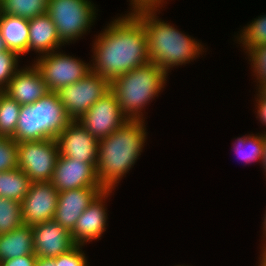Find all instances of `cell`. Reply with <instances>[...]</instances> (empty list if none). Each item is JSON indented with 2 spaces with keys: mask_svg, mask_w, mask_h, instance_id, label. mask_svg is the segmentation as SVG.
<instances>
[{
  "mask_svg": "<svg viewBox=\"0 0 266 266\" xmlns=\"http://www.w3.org/2000/svg\"><path fill=\"white\" fill-rule=\"evenodd\" d=\"M257 117L261 123L266 126V96H264L259 90L257 94Z\"/></svg>",
  "mask_w": 266,
  "mask_h": 266,
  "instance_id": "33",
  "label": "cell"
},
{
  "mask_svg": "<svg viewBox=\"0 0 266 266\" xmlns=\"http://www.w3.org/2000/svg\"><path fill=\"white\" fill-rule=\"evenodd\" d=\"M96 37L91 71L110 83L150 62L145 27L132 12L113 19Z\"/></svg>",
  "mask_w": 266,
  "mask_h": 266,
  "instance_id": "1",
  "label": "cell"
},
{
  "mask_svg": "<svg viewBox=\"0 0 266 266\" xmlns=\"http://www.w3.org/2000/svg\"><path fill=\"white\" fill-rule=\"evenodd\" d=\"M104 188H78L59 192L53 220L71 232L83 211Z\"/></svg>",
  "mask_w": 266,
  "mask_h": 266,
  "instance_id": "16",
  "label": "cell"
},
{
  "mask_svg": "<svg viewBox=\"0 0 266 266\" xmlns=\"http://www.w3.org/2000/svg\"><path fill=\"white\" fill-rule=\"evenodd\" d=\"M57 52L53 51L41 55L34 61V65L40 71L47 88L53 92L76 83L91 72V64Z\"/></svg>",
  "mask_w": 266,
  "mask_h": 266,
  "instance_id": "8",
  "label": "cell"
},
{
  "mask_svg": "<svg viewBox=\"0 0 266 266\" xmlns=\"http://www.w3.org/2000/svg\"><path fill=\"white\" fill-rule=\"evenodd\" d=\"M234 151L247 164L258 160L262 164L264 153L263 133L260 135L249 134L237 138Z\"/></svg>",
  "mask_w": 266,
  "mask_h": 266,
  "instance_id": "23",
  "label": "cell"
},
{
  "mask_svg": "<svg viewBox=\"0 0 266 266\" xmlns=\"http://www.w3.org/2000/svg\"><path fill=\"white\" fill-rule=\"evenodd\" d=\"M19 54L11 50L0 52V88L6 89L18 69Z\"/></svg>",
  "mask_w": 266,
  "mask_h": 266,
  "instance_id": "27",
  "label": "cell"
},
{
  "mask_svg": "<svg viewBox=\"0 0 266 266\" xmlns=\"http://www.w3.org/2000/svg\"><path fill=\"white\" fill-rule=\"evenodd\" d=\"M263 234H264V236H265V238H266V212H265V215H264V221H263ZM263 241H265V242H263L264 243V245H266V240L265 239H263Z\"/></svg>",
  "mask_w": 266,
  "mask_h": 266,
  "instance_id": "39",
  "label": "cell"
},
{
  "mask_svg": "<svg viewBox=\"0 0 266 266\" xmlns=\"http://www.w3.org/2000/svg\"><path fill=\"white\" fill-rule=\"evenodd\" d=\"M263 143H264V153H263V161H262L263 167L262 168H264V171H266V133L263 134Z\"/></svg>",
  "mask_w": 266,
  "mask_h": 266,
  "instance_id": "36",
  "label": "cell"
},
{
  "mask_svg": "<svg viewBox=\"0 0 266 266\" xmlns=\"http://www.w3.org/2000/svg\"><path fill=\"white\" fill-rule=\"evenodd\" d=\"M63 45L56 26L47 13L29 19L28 52L34 50L39 55H44L56 51Z\"/></svg>",
  "mask_w": 266,
  "mask_h": 266,
  "instance_id": "18",
  "label": "cell"
},
{
  "mask_svg": "<svg viewBox=\"0 0 266 266\" xmlns=\"http://www.w3.org/2000/svg\"><path fill=\"white\" fill-rule=\"evenodd\" d=\"M48 92L47 84L34 64L20 68L5 89V94L20 105L33 104Z\"/></svg>",
  "mask_w": 266,
  "mask_h": 266,
  "instance_id": "17",
  "label": "cell"
},
{
  "mask_svg": "<svg viewBox=\"0 0 266 266\" xmlns=\"http://www.w3.org/2000/svg\"><path fill=\"white\" fill-rule=\"evenodd\" d=\"M238 41L243 44L246 53L259 45H266V15L254 19L247 27H243Z\"/></svg>",
  "mask_w": 266,
  "mask_h": 266,
  "instance_id": "26",
  "label": "cell"
},
{
  "mask_svg": "<svg viewBox=\"0 0 266 266\" xmlns=\"http://www.w3.org/2000/svg\"><path fill=\"white\" fill-rule=\"evenodd\" d=\"M259 91L266 96V81H264L263 83H261L259 86L257 85Z\"/></svg>",
  "mask_w": 266,
  "mask_h": 266,
  "instance_id": "37",
  "label": "cell"
},
{
  "mask_svg": "<svg viewBox=\"0 0 266 266\" xmlns=\"http://www.w3.org/2000/svg\"><path fill=\"white\" fill-rule=\"evenodd\" d=\"M143 120H129L109 136L98 140L96 174L104 189H115L139 159L146 141Z\"/></svg>",
  "mask_w": 266,
  "mask_h": 266,
  "instance_id": "2",
  "label": "cell"
},
{
  "mask_svg": "<svg viewBox=\"0 0 266 266\" xmlns=\"http://www.w3.org/2000/svg\"><path fill=\"white\" fill-rule=\"evenodd\" d=\"M17 167V142L12 137L0 136V172Z\"/></svg>",
  "mask_w": 266,
  "mask_h": 266,
  "instance_id": "28",
  "label": "cell"
},
{
  "mask_svg": "<svg viewBox=\"0 0 266 266\" xmlns=\"http://www.w3.org/2000/svg\"><path fill=\"white\" fill-rule=\"evenodd\" d=\"M0 33L8 50L20 56L28 53L29 19L1 13Z\"/></svg>",
  "mask_w": 266,
  "mask_h": 266,
  "instance_id": "19",
  "label": "cell"
},
{
  "mask_svg": "<svg viewBox=\"0 0 266 266\" xmlns=\"http://www.w3.org/2000/svg\"><path fill=\"white\" fill-rule=\"evenodd\" d=\"M33 248L38 258H55L76 245L66 228L49 220L32 226Z\"/></svg>",
  "mask_w": 266,
  "mask_h": 266,
  "instance_id": "14",
  "label": "cell"
},
{
  "mask_svg": "<svg viewBox=\"0 0 266 266\" xmlns=\"http://www.w3.org/2000/svg\"><path fill=\"white\" fill-rule=\"evenodd\" d=\"M82 246L76 245L69 252L55 257V264L59 266H89Z\"/></svg>",
  "mask_w": 266,
  "mask_h": 266,
  "instance_id": "30",
  "label": "cell"
},
{
  "mask_svg": "<svg viewBox=\"0 0 266 266\" xmlns=\"http://www.w3.org/2000/svg\"><path fill=\"white\" fill-rule=\"evenodd\" d=\"M36 266H59V264H55V258H37Z\"/></svg>",
  "mask_w": 266,
  "mask_h": 266,
  "instance_id": "34",
  "label": "cell"
},
{
  "mask_svg": "<svg viewBox=\"0 0 266 266\" xmlns=\"http://www.w3.org/2000/svg\"><path fill=\"white\" fill-rule=\"evenodd\" d=\"M111 90L110 82L95 72L57 91L71 120L77 121L88 109Z\"/></svg>",
  "mask_w": 266,
  "mask_h": 266,
  "instance_id": "9",
  "label": "cell"
},
{
  "mask_svg": "<svg viewBox=\"0 0 266 266\" xmlns=\"http://www.w3.org/2000/svg\"><path fill=\"white\" fill-rule=\"evenodd\" d=\"M35 254L32 226L22 225L9 233L0 234V262Z\"/></svg>",
  "mask_w": 266,
  "mask_h": 266,
  "instance_id": "20",
  "label": "cell"
},
{
  "mask_svg": "<svg viewBox=\"0 0 266 266\" xmlns=\"http://www.w3.org/2000/svg\"><path fill=\"white\" fill-rule=\"evenodd\" d=\"M261 256H260V265H258V266H266V245H263L262 247H261Z\"/></svg>",
  "mask_w": 266,
  "mask_h": 266,
  "instance_id": "35",
  "label": "cell"
},
{
  "mask_svg": "<svg viewBox=\"0 0 266 266\" xmlns=\"http://www.w3.org/2000/svg\"><path fill=\"white\" fill-rule=\"evenodd\" d=\"M22 225L21 203L0 196V234L9 233Z\"/></svg>",
  "mask_w": 266,
  "mask_h": 266,
  "instance_id": "25",
  "label": "cell"
},
{
  "mask_svg": "<svg viewBox=\"0 0 266 266\" xmlns=\"http://www.w3.org/2000/svg\"><path fill=\"white\" fill-rule=\"evenodd\" d=\"M71 121L57 92L49 91L33 104L21 105L12 138L17 143L56 139Z\"/></svg>",
  "mask_w": 266,
  "mask_h": 266,
  "instance_id": "5",
  "label": "cell"
},
{
  "mask_svg": "<svg viewBox=\"0 0 266 266\" xmlns=\"http://www.w3.org/2000/svg\"><path fill=\"white\" fill-rule=\"evenodd\" d=\"M5 50H7V48H6L5 44H4V40H3L2 36H1V33H0V52H3Z\"/></svg>",
  "mask_w": 266,
  "mask_h": 266,
  "instance_id": "38",
  "label": "cell"
},
{
  "mask_svg": "<svg viewBox=\"0 0 266 266\" xmlns=\"http://www.w3.org/2000/svg\"><path fill=\"white\" fill-rule=\"evenodd\" d=\"M167 75L155 63L148 62L110 83L120 109L129 120H145L141 111L164 88Z\"/></svg>",
  "mask_w": 266,
  "mask_h": 266,
  "instance_id": "4",
  "label": "cell"
},
{
  "mask_svg": "<svg viewBox=\"0 0 266 266\" xmlns=\"http://www.w3.org/2000/svg\"><path fill=\"white\" fill-rule=\"evenodd\" d=\"M113 189H104L78 218L71 236L75 245L84 246L87 242L101 239L106 231L107 210L104 206Z\"/></svg>",
  "mask_w": 266,
  "mask_h": 266,
  "instance_id": "15",
  "label": "cell"
},
{
  "mask_svg": "<svg viewBox=\"0 0 266 266\" xmlns=\"http://www.w3.org/2000/svg\"><path fill=\"white\" fill-rule=\"evenodd\" d=\"M77 121L97 140H101L122 127L129 119L123 114L115 94L110 90Z\"/></svg>",
  "mask_w": 266,
  "mask_h": 266,
  "instance_id": "10",
  "label": "cell"
},
{
  "mask_svg": "<svg viewBox=\"0 0 266 266\" xmlns=\"http://www.w3.org/2000/svg\"><path fill=\"white\" fill-rule=\"evenodd\" d=\"M30 178L18 167L0 172V196L22 202L29 191Z\"/></svg>",
  "mask_w": 266,
  "mask_h": 266,
  "instance_id": "21",
  "label": "cell"
},
{
  "mask_svg": "<svg viewBox=\"0 0 266 266\" xmlns=\"http://www.w3.org/2000/svg\"><path fill=\"white\" fill-rule=\"evenodd\" d=\"M157 8H143L131 11L146 30L148 57L167 74L170 68L190 63L202 51L201 43L185 35L174 26L159 20Z\"/></svg>",
  "mask_w": 266,
  "mask_h": 266,
  "instance_id": "3",
  "label": "cell"
},
{
  "mask_svg": "<svg viewBox=\"0 0 266 266\" xmlns=\"http://www.w3.org/2000/svg\"><path fill=\"white\" fill-rule=\"evenodd\" d=\"M258 85L266 81V45H259L247 52Z\"/></svg>",
  "mask_w": 266,
  "mask_h": 266,
  "instance_id": "29",
  "label": "cell"
},
{
  "mask_svg": "<svg viewBox=\"0 0 266 266\" xmlns=\"http://www.w3.org/2000/svg\"><path fill=\"white\" fill-rule=\"evenodd\" d=\"M130 2L133 8L132 11H136L143 8H160V6H163L164 0H131Z\"/></svg>",
  "mask_w": 266,
  "mask_h": 266,
  "instance_id": "32",
  "label": "cell"
},
{
  "mask_svg": "<svg viewBox=\"0 0 266 266\" xmlns=\"http://www.w3.org/2000/svg\"><path fill=\"white\" fill-rule=\"evenodd\" d=\"M59 192L51 182H31L21 202L23 225L53 220Z\"/></svg>",
  "mask_w": 266,
  "mask_h": 266,
  "instance_id": "11",
  "label": "cell"
},
{
  "mask_svg": "<svg viewBox=\"0 0 266 266\" xmlns=\"http://www.w3.org/2000/svg\"><path fill=\"white\" fill-rule=\"evenodd\" d=\"M95 10L89 0H49L47 6V14L65 45L78 40L91 29L97 15Z\"/></svg>",
  "mask_w": 266,
  "mask_h": 266,
  "instance_id": "6",
  "label": "cell"
},
{
  "mask_svg": "<svg viewBox=\"0 0 266 266\" xmlns=\"http://www.w3.org/2000/svg\"><path fill=\"white\" fill-rule=\"evenodd\" d=\"M21 105L4 94L0 101V136L13 137L20 115Z\"/></svg>",
  "mask_w": 266,
  "mask_h": 266,
  "instance_id": "24",
  "label": "cell"
},
{
  "mask_svg": "<svg viewBox=\"0 0 266 266\" xmlns=\"http://www.w3.org/2000/svg\"><path fill=\"white\" fill-rule=\"evenodd\" d=\"M4 94H5V89L0 88V101H1L2 97L4 96Z\"/></svg>",
  "mask_w": 266,
  "mask_h": 266,
  "instance_id": "40",
  "label": "cell"
},
{
  "mask_svg": "<svg viewBox=\"0 0 266 266\" xmlns=\"http://www.w3.org/2000/svg\"><path fill=\"white\" fill-rule=\"evenodd\" d=\"M37 256L35 254L24 255L0 262V266H36Z\"/></svg>",
  "mask_w": 266,
  "mask_h": 266,
  "instance_id": "31",
  "label": "cell"
},
{
  "mask_svg": "<svg viewBox=\"0 0 266 266\" xmlns=\"http://www.w3.org/2000/svg\"><path fill=\"white\" fill-rule=\"evenodd\" d=\"M18 168L32 182H50L57 159L59 147L56 139L24 141L17 143Z\"/></svg>",
  "mask_w": 266,
  "mask_h": 266,
  "instance_id": "7",
  "label": "cell"
},
{
  "mask_svg": "<svg viewBox=\"0 0 266 266\" xmlns=\"http://www.w3.org/2000/svg\"><path fill=\"white\" fill-rule=\"evenodd\" d=\"M58 192L78 188H103L88 163L59 155L50 181Z\"/></svg>",
  "mask_w": 266,
  "mask_h": 266,
  "instance_id": "13",
  "label": "cell"
},
{
  "mask_svg": "<svg viewBox=\"0 0 266 266\" xmlns=\"http://www.w3.org/2000/svg\"><path fill=\"white\" fill-rule=\"evenodd\" d=\"M49 0H0L1 13L31 19L47 13Z\"/></svg>",
  "mask_w": 266,
  "mask_h": 266,
  "instance_id": "22",
  "label": "cell"
},
{
  "mask_svg": "<svg viewBox=\"0 0 266 266\" xmlns=\"http://www.w3.org/2000/svg\"><path fill=\"white\" fill-rule=\"evenodd\" d=\"M59 155L90 164L96 170L98 140L72 120L56 138Z\"/></svg>",
  "mask_w": 266,
  "mask_h": 266,
  "instance_id": "12",
  "label": "cell"
}]
</instances>
